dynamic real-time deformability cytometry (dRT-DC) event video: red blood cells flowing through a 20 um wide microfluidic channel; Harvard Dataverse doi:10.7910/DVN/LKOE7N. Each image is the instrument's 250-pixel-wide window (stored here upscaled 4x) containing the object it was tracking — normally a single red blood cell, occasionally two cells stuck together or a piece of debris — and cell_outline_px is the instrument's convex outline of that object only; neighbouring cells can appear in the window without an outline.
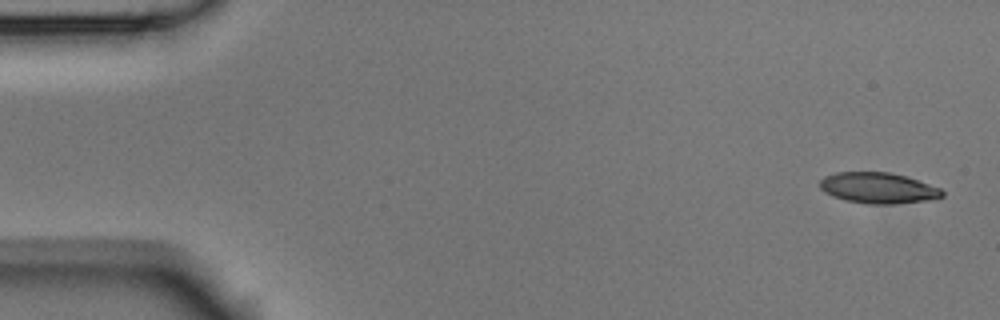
{"species": "Egyptian fruit bat (a non-hibernating species)", "species_latin": "Rousettus aegyptiacus", "temperature_condition": "room temperature", "stored_images_in_passage": 6, "camera_frame_rate_fps": 3000, "um_per_image_px": 0.085, "animal": {"sex": "male"}, "frame": {"image": 1, "passage_image": 1, "time_ms": 0.0, "image_size_px": [1000, 320], "cell_outline_px": [[944, 196], [928, 200], [896, 204], [868, 204], [844, 200], [832, 196], [824, 192], [820, 188], [820, 180], [824, 176], [836, 172], [888, 172], [904, 176], [940, 188], [944, 192]], "centroid_in_image_um": [74.61, 15.99], "position_along_channel_um": 10.4, "area_um2": 21.96}}
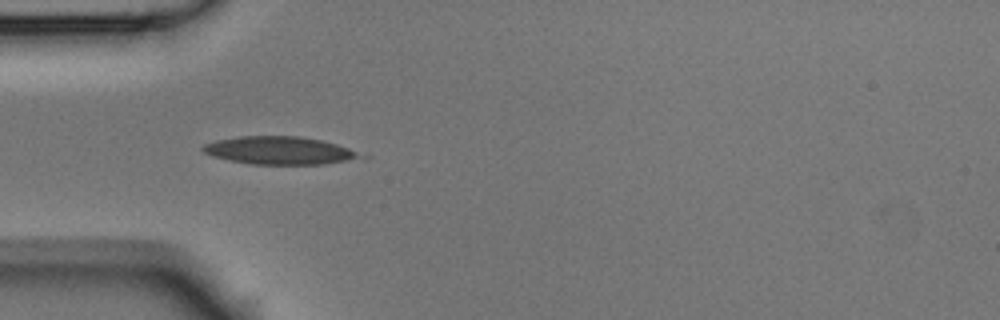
{"frame": {"image": 2, "passage_image": 5, "time_ms": 1.333, "image_size_px": [1000, 320], "cell_outline_px": [[372, 156], [324, 164], [248, 164], [228, 160], [212, 156], [204, 152], [200, 148], [204, 144], [216, 140], [240, 136], [300, 136], [320, 140], [336, 144]], "centroid_in_image_um": [23.76, 12.79], "position_along_channel_um": 61.2, "area_um2": 25.66}}
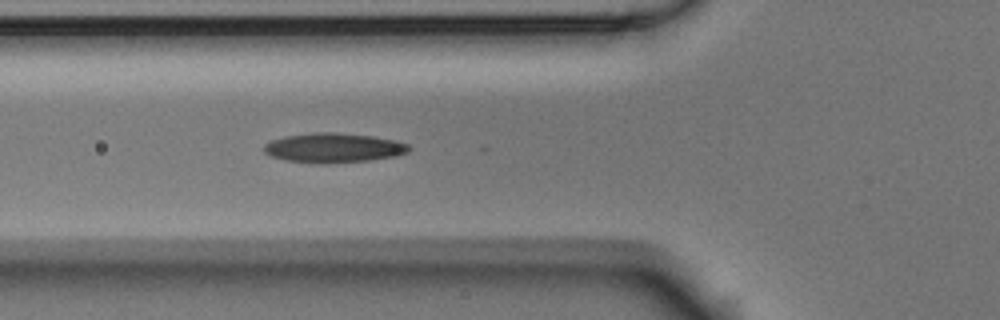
{"frame": {"image": 3, "passage_image": 6, "time_ms": 1.667, "image_size_px": [1000, 320], "cell_outline_px": [[412, 148], [408, 152], [396, 156], [372, 160], [320, 164], [284, 160], [272, 156], [264, 152], [264, 144], [272, 140], [284, 136], [312, 132], [336, 132], [372, 136], [396, 140], [408, 144]], "centroid_in_image_um": [28.37, 12.56], "position_along_channel_um": 97.4, "area_um2": 25.2}}